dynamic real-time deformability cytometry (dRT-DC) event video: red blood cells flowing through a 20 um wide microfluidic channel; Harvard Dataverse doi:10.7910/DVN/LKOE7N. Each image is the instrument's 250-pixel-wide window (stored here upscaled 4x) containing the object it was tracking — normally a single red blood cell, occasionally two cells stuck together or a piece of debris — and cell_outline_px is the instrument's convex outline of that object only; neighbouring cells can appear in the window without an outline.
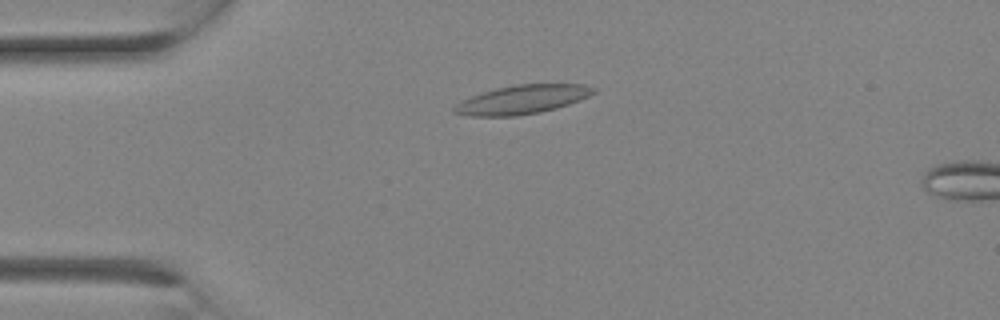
{"species": "Egyptian fruit bat (a non-hibernating species)", "species_latin": "Rousettus aegyptiacus", "temperature_condition": "room temperature", "stored_images_in_passage": 3, "camera_frame_rate_fps": 3000, "um_per_image_px": 0.085, "animal": {"sex": "female"}, "frame": {"image": 1, "passage_image": 1, "time_ms": 0.0, "image_size_px": [1000, 320], "cell_outline_px": [[596, 92], [580, 100], [556, 108], [540, 112], [516, 116], [468, 116], [452, 112], [452, 108], [456, 104], [472, 96], [496, 88], [516, 84], [584, 84], [596, 88]], "centroid_in_image_um": [44.4, 8.46], "position_along_channel_um": 40.6, "area_um2": 23.29}}